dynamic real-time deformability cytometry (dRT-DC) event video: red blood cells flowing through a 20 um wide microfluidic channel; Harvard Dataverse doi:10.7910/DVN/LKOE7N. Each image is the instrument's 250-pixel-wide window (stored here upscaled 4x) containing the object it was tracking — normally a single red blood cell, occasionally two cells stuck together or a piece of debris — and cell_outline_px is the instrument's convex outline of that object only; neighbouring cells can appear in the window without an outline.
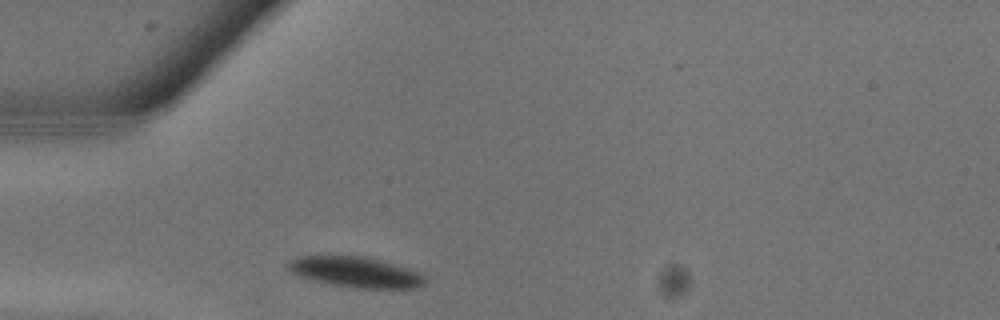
{"species": "common noctule bat (a hibernating species)", "species_latin": "Nyctalus noctula", "temperature_condition": "warm", "stored_images_in_passage": 4, "camera_frame_rate_fps": 3000, "um_per_image_px": 0.085, "animal": {"sex": "male", "body_mass_g": 13.3}, "frame": {"image": 1, "passage_image": 1, "time_ms": 0.0, "image_size_px": [1000, 320], "cell_outline_px": [[424, 284], [416, 288], [360, 288], [332, 284], [300, 276], [292, 272], [288, 268], [288, 260], [300, 256], [368, 256], [396, 264], [420, 272], [424, 276]], "centroid_in_image_um": [30.26, 23.11], "position_along_channel_um": 54.7, "area_um2": 24.16}}